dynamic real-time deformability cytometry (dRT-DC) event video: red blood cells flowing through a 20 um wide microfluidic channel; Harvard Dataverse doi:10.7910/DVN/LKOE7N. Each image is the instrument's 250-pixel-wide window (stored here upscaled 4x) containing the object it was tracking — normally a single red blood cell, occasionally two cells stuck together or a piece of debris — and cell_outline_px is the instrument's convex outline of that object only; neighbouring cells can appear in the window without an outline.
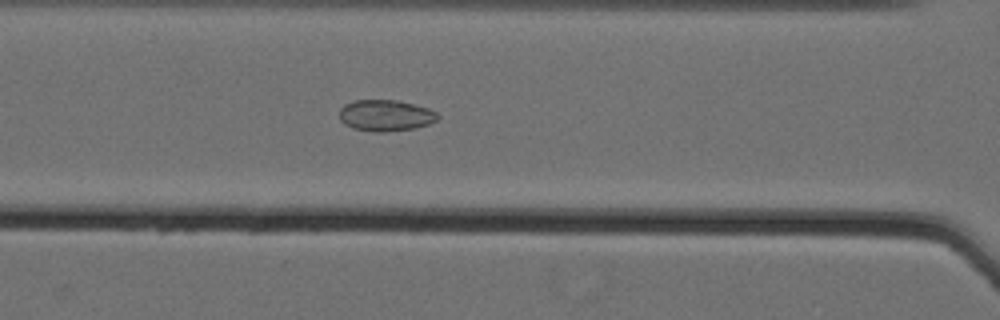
{"species": "Egyptian fruit bat (a non-hibernating species)", "species_latin": "Rousettus aegyptiacus", "temperature_condition": "cold", "stored_images_in_passage": 48, "camera_frame_rate_fps": 3000, "um_per_image_px": 0.085, "animal": {"sex": "female"}, "frame": {"image": 1, "passage_image": 18, "time_ms": 5.667, "image_size_px": [1000, 320], "cell_outline_px": [[440, 116], [436, 120], [428, 124], [416, 128], [384, 132], [376, 132], [352, 128], [344, 124], [340, 120], [340, 108], [344, 104], [356, 100], [396, 100], [428, 108], [436, 112]], "centroid_in_image_um": [32.76, 9.82], "position_along_channel_um": 133.8, "area_um2": 17.92}}
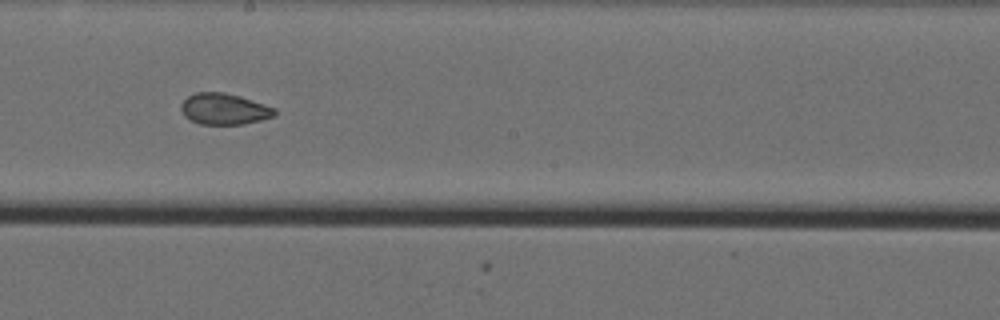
{"frame": {"image": 2, "passage_image": 26, "time_ms": 8.333, "image_size_px": [1000, 320], "cell_outline_px": [[276, 112], [272, 116], [260, 120], [244, 124], [200, 124], [184, 116], [180, 108], [180, 104], [188, 96], [196, 92], [224, 92], [240, 96], [276, 108]], "centroid_in_image_um": [19.03, 9.25], "position_along_channel_um": 229.2, "area_um2": 16.94}}
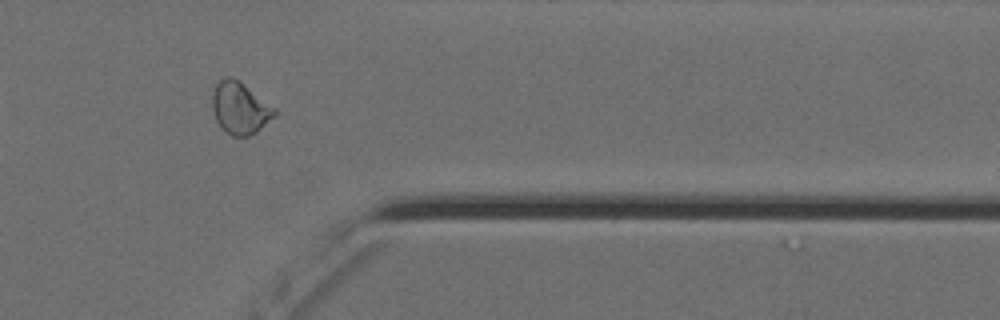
{"frame": {"image": 3, "passage_image": 40, "time_ms": 13.0, "image_size_px": [1000, 320], "cell_outline_px": [[276, 116], [256, 132], [248, 136], [232, 136], [224, 132], [220, 128], [216, 120], [212, 108], [212, 92], [216, 84], [220, 80], [228, 76], [232, 76], [240, 80], [276, 108]], "centroid_in_image_um": [20.39, 9.18], "position_along_channel_um": 391.0, "area_um2": 19.19}, "authors_computed_cell_mechanics": {"area_um2": 18.6694, "velocity_mm_per_s": 3.5709, "shape_relaxation_time_tau1_ms": null, "shape_relaxation_time_tau2_ms": 1.9953, "deformation_change_tau1": null, "deformation_change_tau2": 0.0549}}